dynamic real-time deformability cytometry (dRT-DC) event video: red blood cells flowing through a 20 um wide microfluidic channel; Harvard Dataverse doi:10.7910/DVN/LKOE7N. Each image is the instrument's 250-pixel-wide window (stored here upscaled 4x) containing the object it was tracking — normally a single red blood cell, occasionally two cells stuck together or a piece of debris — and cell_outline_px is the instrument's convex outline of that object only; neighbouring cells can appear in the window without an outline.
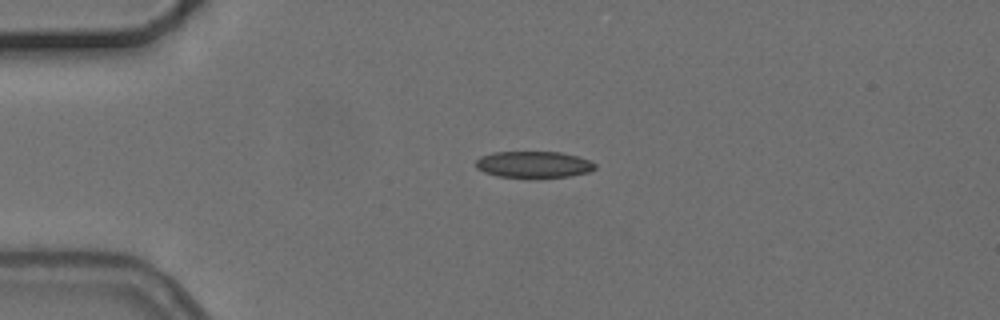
{"species": "common noctule bat (a hibernating species)", "species_latin": "Nyctalus noctula", "temperature_condition": "cold", "stored_images_in_passage": 2, "camera_frame_rate_fps": 3000, "um_per_image_px": 0.085, "animal": {"sex": "female", "body_mass_g": 24.6, "forearm_length_mm": 56.2}, "frame": {"image": 1, "passage_image": 1, "time_ms": 0.0, "image_size_px": [1000, 320], "cell_outline_px": [[596, 168], [588, 172], [572, 176], [496, 176], [484, 172], [476, 168], [476, 160], [480, 156], [492, 152], [560, 152], [576, 156], [588, 160], [596, 164]], "centroid_in_image_um": [45.33, 13.96], "position_along_channel_um": 39.7, "area_um2": 18.03}}